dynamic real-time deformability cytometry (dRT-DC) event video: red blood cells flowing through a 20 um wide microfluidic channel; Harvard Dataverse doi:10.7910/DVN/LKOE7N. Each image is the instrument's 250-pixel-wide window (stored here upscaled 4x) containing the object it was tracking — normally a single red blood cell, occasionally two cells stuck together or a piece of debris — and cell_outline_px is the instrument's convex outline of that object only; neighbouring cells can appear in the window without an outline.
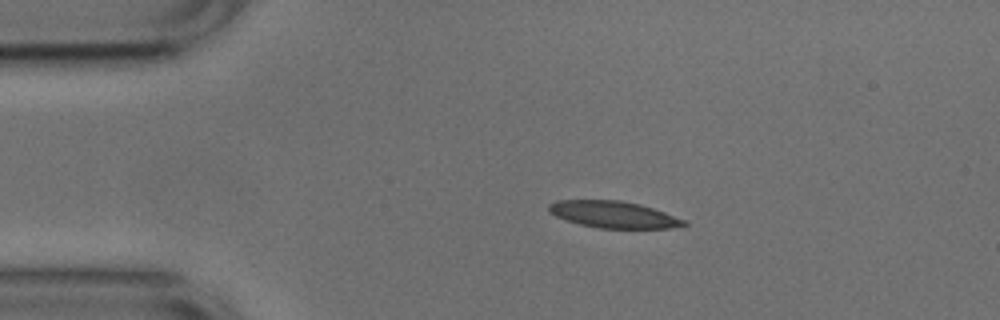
{"species": "common noctule bat (a hibernating species)", "species_latin": "Nyctalus noctula", "temperature_condition": "cold", "stored_images_in_passage": 44, "camera_frame_rate_fps": 3000, "um_per_image_px": 0.085, "animal": {"sex": "male", "body_mass_g": 17.9, "forearm_length_mm": 54.2}, "frame": {"image": 1, "passage_image": 1, "time_ms": 0.0, "image_size_px": [1000, 320], "cell_outline_px": [[688, 224], [668, 228], [600, 228], [580, 224], [556, 216], [548, 212], [548, 204], [556, 200], [620, 200], [640, 204], [664, 212], [684, 220]], "centroid_in_image_um": [52.1, 18.22], "position_along_channel_um": 32.9, "area_um2": 20.81}}
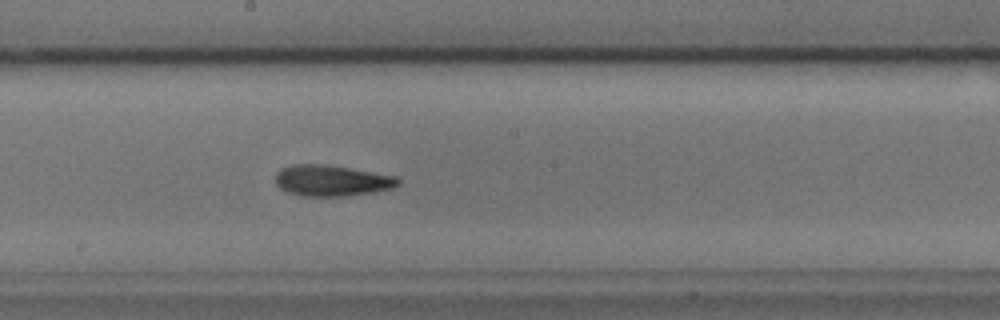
{"frame": {"image": 2, "passage_image": 19, "time_ms": 6.0, "image_size_px": [1000, 320], "cell_outline_px": [[400, 184], [392, 188], [372, 192], [344, 196], [304, 196], [288, 192], [280, 188], [276, 184], [276, 172], [280, 168], [292, 164], [324, 164], [396, 176], [400, 180]], "centroid_in_image_um": [28.16, 15.34], "position_along_channel_um": 220.0, "area_um2": 22.08}}
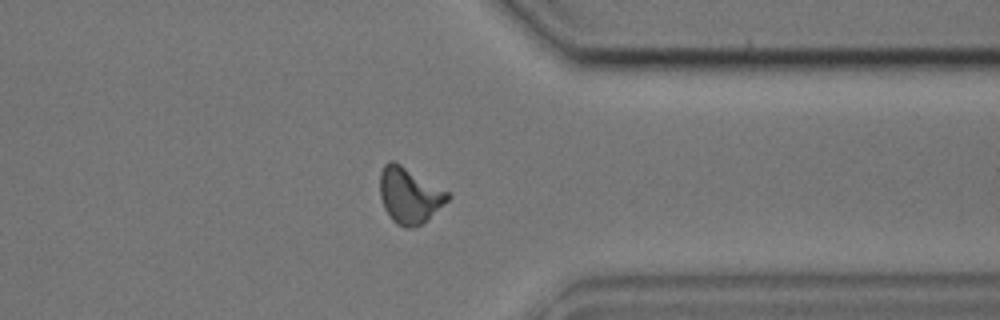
{"frame": {"image": 3, "passage_image": 32, "time_ms": 10.333, "image_size_px": [1000, 320], "cell_outline_px": [[452, 196], [444, 204], [416, 228], [404, 228], [396, 224], [392, 220], [384, 208], [380, 196], [380, 172], [384, 164], [388, 160], [396, 160], [452, 192]], "centroid_in_image_um": [34.82, 16.56], "position_along_channel_um": 376.6, "area_um2": 22.72}, "authors_computed_cell_mechanics": {"area_um2": 21.5594, "velocity_mm_per_s": 3.7572, "shape_relaxation_time_tau1_ms": 6.7129, "shape_relaxation_time_tau2_ms": 3.7876, "deformation_change_tau1": 0.1602, "deformation_change_tau2": 0.1224}}